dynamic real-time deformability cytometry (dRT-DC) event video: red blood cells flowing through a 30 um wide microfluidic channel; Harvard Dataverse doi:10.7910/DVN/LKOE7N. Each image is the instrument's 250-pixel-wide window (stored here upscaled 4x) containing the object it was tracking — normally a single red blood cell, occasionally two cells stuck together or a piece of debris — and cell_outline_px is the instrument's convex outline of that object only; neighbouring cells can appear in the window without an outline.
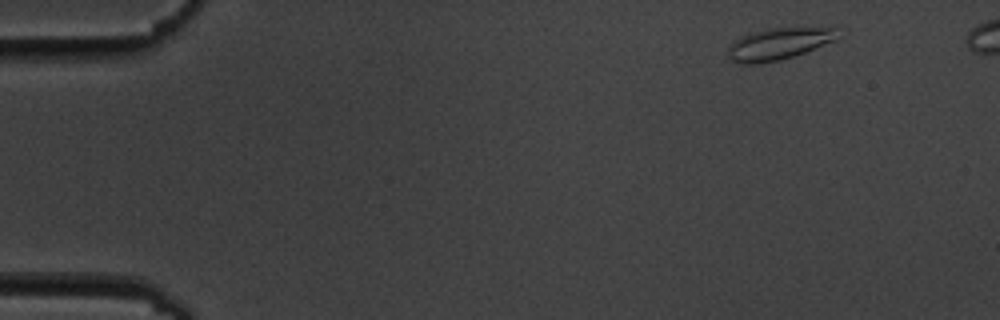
{"species": "common noctule bat (a hibernating species)", "species_latin": "Nyctalus noctula", "temperature_condition": "cold", "stored_images_in_passage": 5, "camera_frame_rate_fps": 3000, "um_per_image_px": 0.085, "animal": {"sex": "male", "body_mass_g": 19.5, "forearm_length_mm": 54.6}, "frame": {"image": 1, "passage_image": 1, "time_ms": 0.0, "image_size_px": [1000, 320], "cell_outline_px": [[840, 36], [836, 40], [804, 52], [780, 60], [756, 64], [740, 64], [732, 60], [728, 56], [728, 48], [740, 36], [748, 32], [768, 28], [804, 24], [840, 24]], "centroid_in_image_um": [66.39, 3.61], "position_along_channel_um": 18.6, "area_um2": 21.91}}